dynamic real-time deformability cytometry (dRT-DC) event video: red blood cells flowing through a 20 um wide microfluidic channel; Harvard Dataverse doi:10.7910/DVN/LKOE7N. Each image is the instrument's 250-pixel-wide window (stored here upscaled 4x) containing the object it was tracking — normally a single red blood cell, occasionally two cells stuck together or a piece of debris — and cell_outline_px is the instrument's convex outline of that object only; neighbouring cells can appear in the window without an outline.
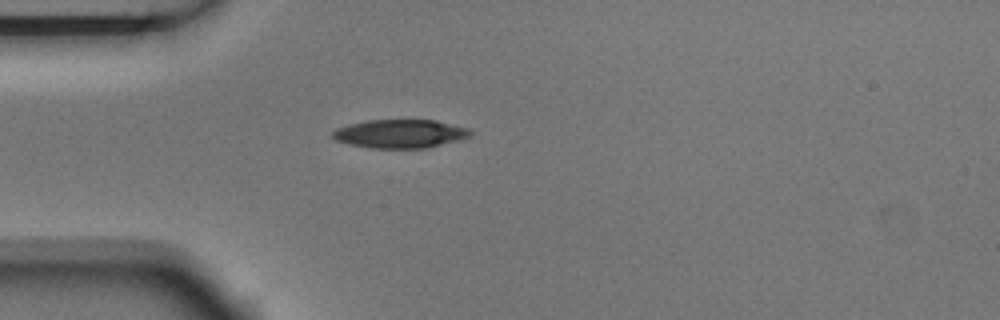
{"species": "Egyptian fruit bat (a non-hibernating species)", "species_latin": "Rousettus aegyptiacus", "temperature_condition": "room temperature", "stored_images_in_passage": 3, "camera_frame_rate_fps": 3000, "um_per_image_px": 0.085, "animal": {"sex": "male"}, "frame": {"image": 1, "passage_image": 3, "time_ms": 0.667, "image_size_px": [1000, 320], "cell_outline_px": [[472, 136], [460, 140], [428, 148], [368, 148], [348, 144], [336, 140], [332, 136], [332, 132], [336, 128], [348, 124], [368, 120], [436, 120], [468, 128], [472, 132]], "centroid_in_image_um": [34.02, 11.37], "position_along_channel_um": 51.0, "area_um2": 23.12}}